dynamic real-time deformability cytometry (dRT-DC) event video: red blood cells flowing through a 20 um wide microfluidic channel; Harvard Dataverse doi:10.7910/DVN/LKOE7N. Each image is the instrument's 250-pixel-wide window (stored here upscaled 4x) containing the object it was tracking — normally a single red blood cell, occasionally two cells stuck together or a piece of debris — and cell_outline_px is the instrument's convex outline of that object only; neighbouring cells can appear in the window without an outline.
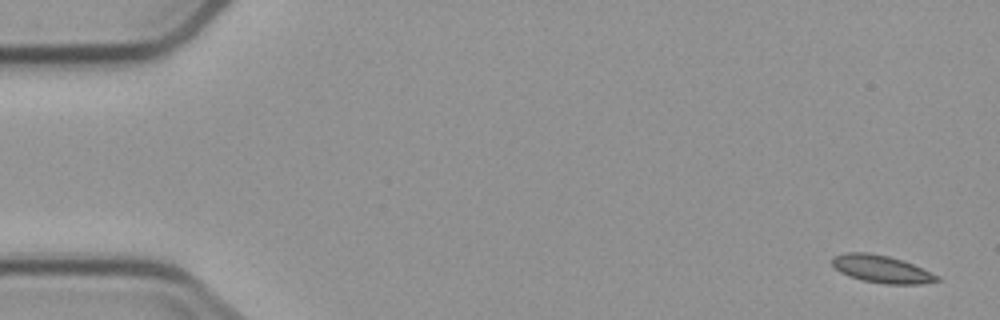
{"species": "common noctule bat (a hibernating species)", "species_latin": "Nyctalus noctula", "temperature_condition": "cold", "stored_images_in_passage": 4, "camera_frame_rate_fps": 3000, "um_per_image_px": 0.085, "animal": {"sex": "male", "body_mass_g": 23.1, "forearm_length_mm": 52.7}, "frame": {"image": 1, "passage_image": 1, "time_ms": 0.0, "image_size_px": [1000, 320], "cell_outline_px": [[940, 280], [924, 284], [884, 284], [864, 280], [848, 276], [840, 272], [832, 264], [832, 256], [848, 252], [868, 252], [888, 256], [912, 264], [940, 276]], "centroid_in_image_um": [74.93, 22.87], "position_along_channel_um": 10.1, "area_um2": 16.7}}